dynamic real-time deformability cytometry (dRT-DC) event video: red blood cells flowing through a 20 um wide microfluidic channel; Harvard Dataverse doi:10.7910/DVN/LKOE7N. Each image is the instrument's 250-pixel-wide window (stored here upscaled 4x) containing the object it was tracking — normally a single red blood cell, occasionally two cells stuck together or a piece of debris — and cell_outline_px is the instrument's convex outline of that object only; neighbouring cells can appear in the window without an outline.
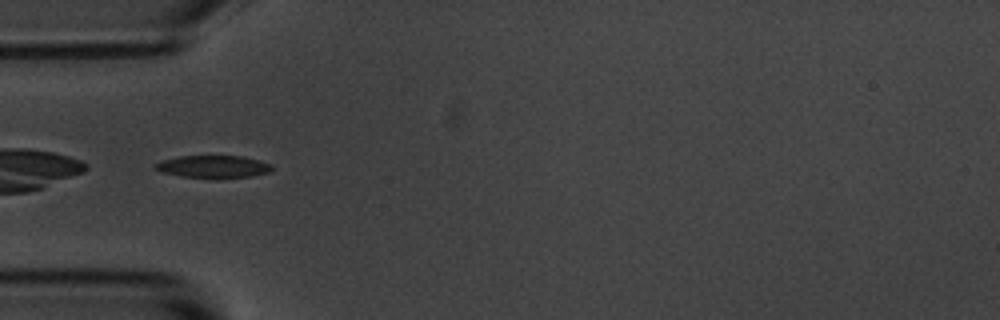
{"species": "common noctule bat (a hibernating species)", "species_latin": "Nyctalus noctula", "temperature_condition": "room temperature", "stored_images_in_passage": 40, "camera_frame_rate_fps": 3000, "um_per_image_px": 0.085, "animal": {"sex": "male", "body_mass_g": 20.1, "forearm_length_mm": 53.5}, "frame": {"image": 1, "passage_image": 1, "time_ms": 0.0, "image_size_px": [1000, 320], "cell_outline_px": [[272, 168], [268, 172], [252, 176], [220, 180], [216, 180], [184, 176], [164, 172], [152, 168], [152, 164], [164, 160], [180, 156], [240, 156], [260, 160], [272, 164]], "centroid_in_image_um": [18.14, 14.19], "position_along_channel_um": 66.9, "area_um2": 15.61}}
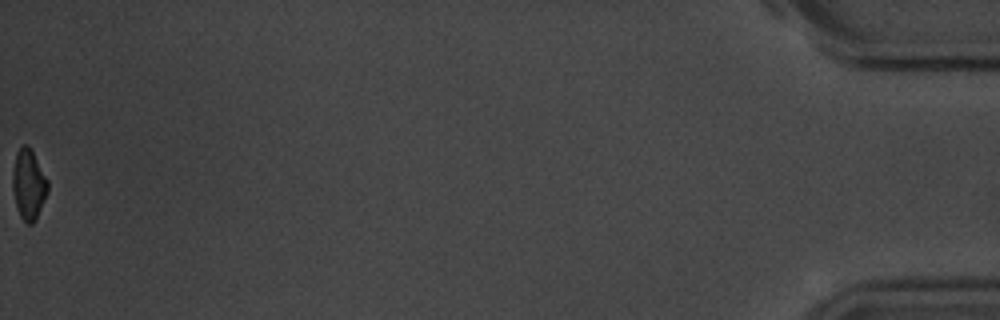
{"frame": {"image": 2, "passage_image": 40, "time_ms": 13.0, "image_size_px": [1000, 320], "cell_outline_px": [[48, 192], [36, 220], [32, 224], [28, 224], [20, 216], [16, 208], [12, 188], [12, 172], [16, 152], [24, 144], [28, 144], [48, 180]], "centroid_in_image_um": [2.42, 15.69], "position_along_channel_um": 432.8, "area_um2": 14.51}, "authors_computed_cell_mechanics": {"area_um2": 15.4326, "velocity_mm_per_s": 3.59, "shape_relaxation_time_tau1_ms": 2.6268, "shape_relaxation_time_tau2_ms": 6.576, "deformation_change_tau1": 0.1439, "deformation_change_tau2": 0.1253}}